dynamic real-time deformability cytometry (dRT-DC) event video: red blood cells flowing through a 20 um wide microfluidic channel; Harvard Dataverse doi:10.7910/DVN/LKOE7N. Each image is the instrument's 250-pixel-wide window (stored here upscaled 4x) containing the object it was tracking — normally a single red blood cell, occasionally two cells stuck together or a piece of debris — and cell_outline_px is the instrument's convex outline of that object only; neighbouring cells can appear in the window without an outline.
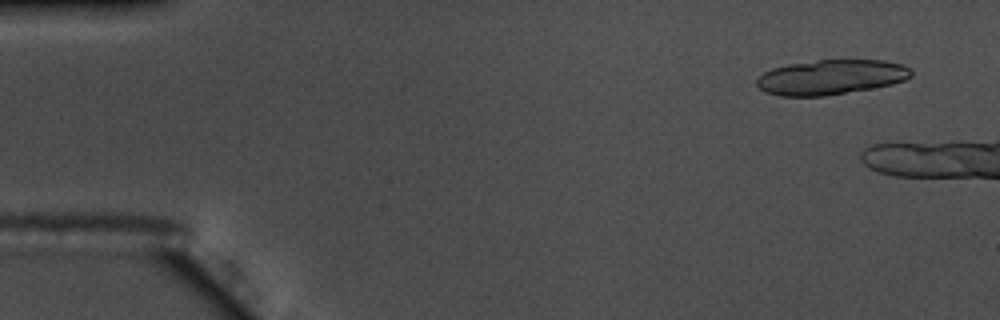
{"species": "common noctule bat (a hibernating species)", "species_latin": "Nyctalus noctula", "temperature_condition": "warm", "stored_images_in_passage": 10, "camera_frame_rate_fps": 3000, "um_per_image_px": 0.085, "animal": {"sex": "male", "body_mass_g": 17.5, "forearm_length_mm": 52.3}, "frame": {"image": 1, "passage_image": 4, "time_ms": 1.0, "image_size_px": [1000, 320], "cell_outline_px": [[912, 76], [904, 80], [892, 84], [872, 88], [824, 96], [780, 96], [768, 92], [760, 88], [756, 84], [756, 80], [764, 72], [772, 68], [788, 64], [816, 60], [884, 60], [900, 64], [908, 68], [912, 72]], "centroid_in_image_um": [70.62, 6.55], "position_along_channel_um": 14.4, "area_um2": 31.21}}